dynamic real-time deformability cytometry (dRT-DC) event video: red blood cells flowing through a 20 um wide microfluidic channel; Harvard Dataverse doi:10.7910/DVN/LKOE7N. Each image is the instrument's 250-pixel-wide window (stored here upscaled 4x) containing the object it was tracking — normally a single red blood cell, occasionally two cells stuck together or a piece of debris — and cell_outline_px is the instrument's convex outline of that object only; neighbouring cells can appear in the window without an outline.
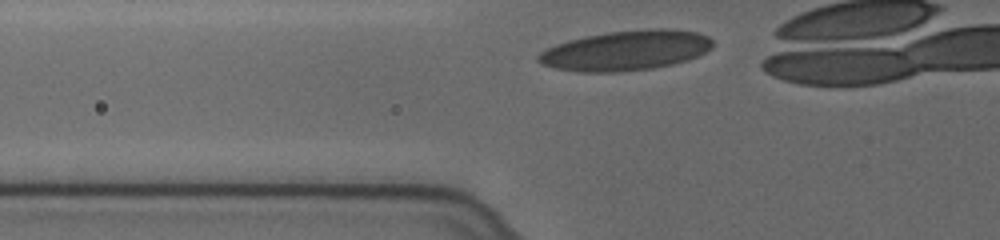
{"species": "human", "species_latin": "Homo sapiens", "temperature_condition": "cold", "stored_images_in_passage": 18, "camera_frame_rate_fps": 3000, "um_per_image_px": 0.085, "donor": {"sex": "female"}, "frame": {"image": 1, "passage_image": 2, "time_ms": 0.333, "image_size_px": [1000, 240], "cell_outline_px": [[712, 48], [696, 56], [672, 64], [652, 68], [620, 72], [580, 72], [556, 68], [540, 64], [536, 60], [536, 56], [540, 52], [556, 44], [568, 40], [584, 36], [608, 32], [644, 28], [672, 28], [696, 32], [708, 36], [712, 40]], "centroid_in_image_um": [53.17, 4.28], "position_along_channel_um": 72.6, "area_um2": 40.75}}
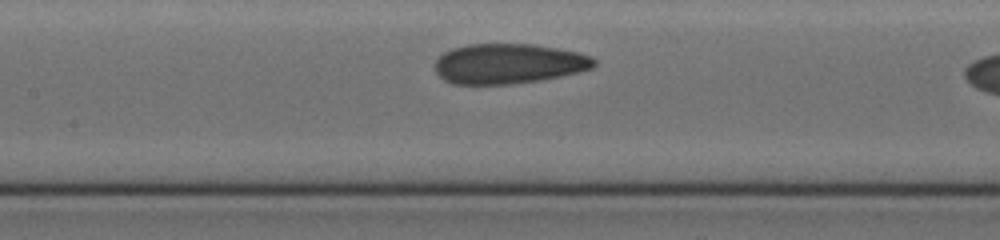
{"frame": {"image": 2, "passage_image": 9, "time_ms": 2.667, "image_size_px": [1000, 240], "cell_outline_px": [[596, 64], [592, 68], [560, 76], [540, 80], [508, 84], [452, 84], [444, 80], [436, 72], [436, 60], [444, 52], [452, 48], [468, 44], [532, 44], [556, 48], [576, 52], [592, 56], [596, 60]], "centroid_in_image_um": [43.21, 5.41], "position_along_channel_um": 164.2, "area_um2": 36.99}}
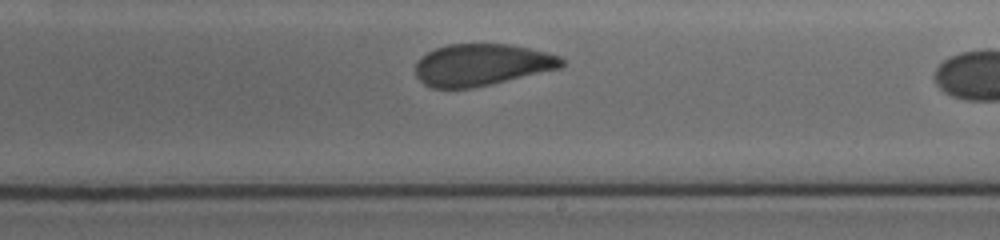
{"frame": {"image": 3, "passage_image": 16, "time_ms": 5.0, "image_size_px": [1000, 240], "cell_outline_px": [[564, 64], [560, 68], [492, 84], [472, 88], [432, 88], [424, 84], [416, 76], [416, 64], [420, 56], [436, 48], [448, 44], [512, 44], [560, 56], [564, 60]], "centroid_in_image_um": [40.93, 5.51], "position_along_channel_um": 248.1, "area_um2": 35.6}}